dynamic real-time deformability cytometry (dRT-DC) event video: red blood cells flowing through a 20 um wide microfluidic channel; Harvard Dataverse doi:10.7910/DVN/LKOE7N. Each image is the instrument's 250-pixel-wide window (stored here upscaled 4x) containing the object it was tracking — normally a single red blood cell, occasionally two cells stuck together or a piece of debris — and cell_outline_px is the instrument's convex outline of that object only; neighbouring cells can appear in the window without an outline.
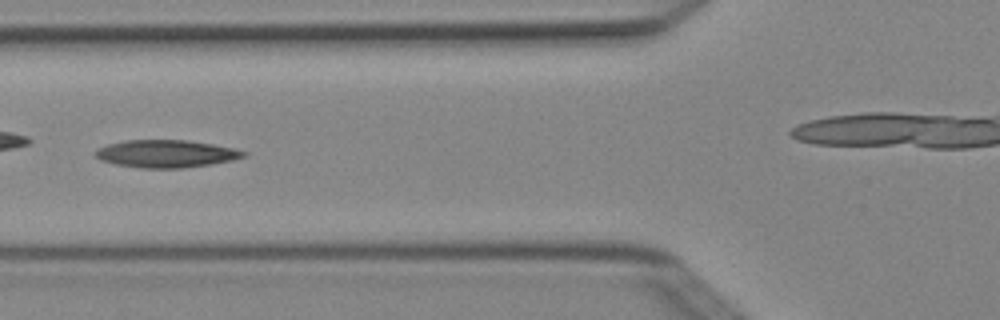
{"species": "Egyptian fruit bat (a non-hibernating species)", "species_latin": "Rousettus aegyptiacus", "temperature_condition": "cold", "stored_images_in_passage": 7, "segment_of_instrument_passage": [1, 2], "camera_frame_rate_fps": 3000, "um_per_image_px": 0.085, "animal": {"sex": "female"}, "frame": {"image": 1, "passage_image": 5, "time_ms": 1.333, "image_size_px": [1000, 320], "cell_outline_px": [[248, 156], [232, 160], [212, 164], [184, 168], [140, 168], [116, 164], [100, 160], [92, 152], [96, 148], [108, 144], [124, 140], [188, 140], [236, 148], [248, 152]], "centroid_in_image_um": [14.13, 13.06], "position_along_channel_um": 111.7, "area_um2": 24.1}}
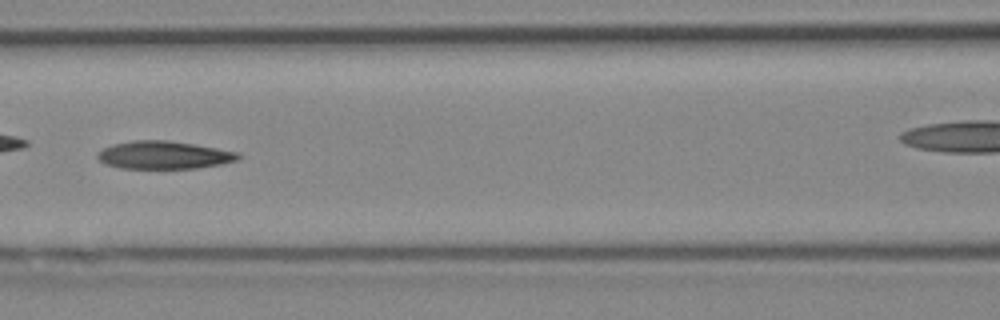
{"frame": {"image": 2, "passage_image": 6, "time_ms": 1.667, "image_size_px": [1000, 320], "cell_outline_px": [[240, 156], [236, 160], [220, 164], [196, 168], [120, 168], [104, 164], [96, 156], [96, 152], [112, 144], [132, 140], [168, 140], [240, 152]], "centroid_in_image_um": [13.88, 13.17], "position_along_channel_um": 152.7, "area_um2": 22.77}}